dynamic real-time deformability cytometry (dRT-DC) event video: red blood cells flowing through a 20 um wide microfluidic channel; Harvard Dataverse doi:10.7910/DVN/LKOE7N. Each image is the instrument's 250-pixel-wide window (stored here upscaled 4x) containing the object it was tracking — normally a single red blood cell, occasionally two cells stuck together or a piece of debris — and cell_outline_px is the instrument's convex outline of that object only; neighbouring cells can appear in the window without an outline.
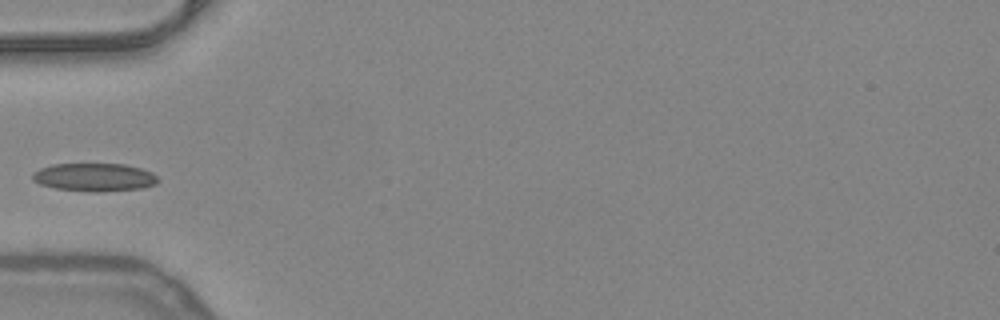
{"species": "common noctule bat (a hibernating species)", "species_latin": "Nyctalus noctula", "temperature_condition": "warm", "stored_images_in_passage": 6, "camera_frame_rate_fps": 3000, "um_per_image_px": 0.085, "animal": {"sex": "female", "body_mass_g": 24.6, "forearm_length_mm": 56.2}, "frame": {"image": 1, "passage_image": 1, "time_ms": 0.0, "image_size_px": [1000, 320], "cell_outline_px": [[160, 180], [156, 184], [140, 188], [100, 192], [92, 192], [56, 188], [40, 184], [32, 180], [32, 172], [40, 168], [52, 164], [124, 164], [140, 168], [152, 172]], "centroid_in_image_um": [8.01, 15.06], "position_along_channel_um": 77.0, "area_um2": 20.58}}